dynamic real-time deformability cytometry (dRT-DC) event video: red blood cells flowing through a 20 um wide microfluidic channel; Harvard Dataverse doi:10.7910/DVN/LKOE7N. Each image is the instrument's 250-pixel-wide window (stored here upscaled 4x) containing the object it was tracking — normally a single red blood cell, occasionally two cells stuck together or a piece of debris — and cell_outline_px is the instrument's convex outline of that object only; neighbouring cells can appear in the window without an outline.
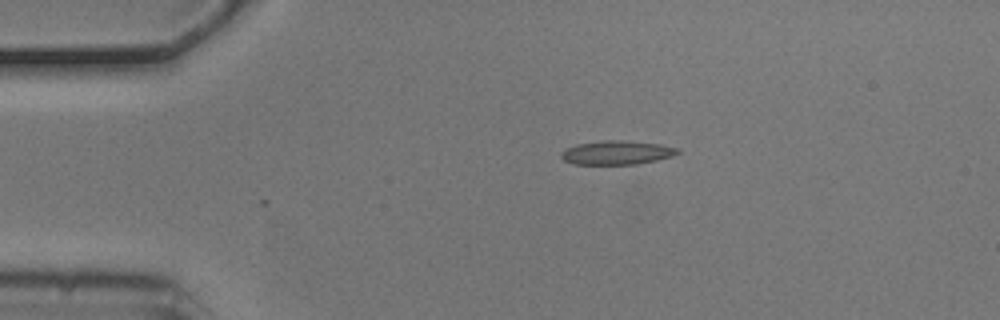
{"species": "common noctule bat (a hibernating species)", "species_latin": "Nyctalus noctula", "temperature_condition": "cold", "stored_images_in_passage": 2, "camera_frame_rate_fps": 3000, "um_per_image_px": 0.085, "animal": {"sex": "male", "body_mass_g": 20.5, "forearm_length_mm": 52.5}, "frame": {"image": 1, "passage_image": 1, "time_ms": 0.0, "image_size_px": [1000, 320], "cell_outline_px": [[680, 152], [672, 156], [656, 160], [636, 164], [576, 164], [564, 160], [560, 156], [560, 152], [564, 148], [576, 144], [604, 140], [620, 140], [660, 144], [680, 148]], "centroid_in_image_um": [52.41, 12.96], "position_along_channel_um": 32.6, "area_um2": 16.24}}